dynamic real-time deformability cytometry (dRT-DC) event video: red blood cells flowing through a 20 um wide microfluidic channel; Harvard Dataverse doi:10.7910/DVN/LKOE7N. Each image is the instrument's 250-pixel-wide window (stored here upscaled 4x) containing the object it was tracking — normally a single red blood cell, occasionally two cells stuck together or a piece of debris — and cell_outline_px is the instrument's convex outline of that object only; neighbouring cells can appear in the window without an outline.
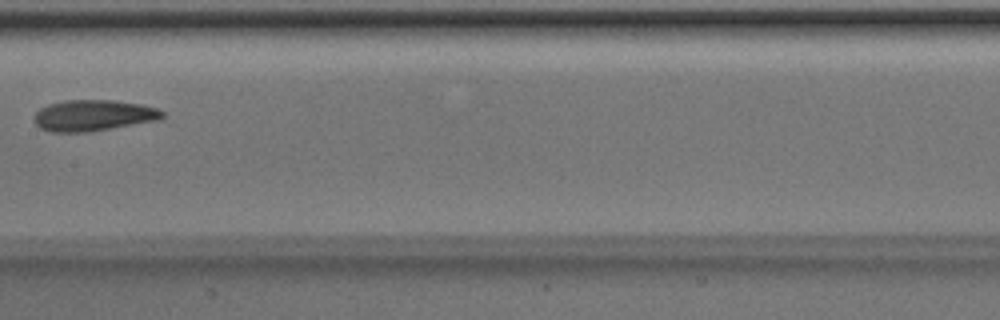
{"species": "Egyptian fruit bat (a non-hibernating species)", "species_latin": "Rousettus aegyptiacus", "temperature_condition": "room temperature", "stored_images_in_passage": 7, "camera_frame_rate_fps": 3000, "um_per_image_px": 0.085, "animal": {"sex": "male"}, "frame": {"image": 1, "passage_image": 7, "time_ms": 2.0, "image_size_px": [1000, 320], "cell_outline_px": [[164, 116], [160, 120], [88, 132], [48, 132], [40, 128], [32, 120], [32, 116], [40, 108], [48, 104], [64, 100], [112, 100], [140, 104], [156, 108], [164, 112]], "centroid_in_image_um": [7.89, 9.82], "position_along_channel_um": 199.5, "area_um2": 23.47}}